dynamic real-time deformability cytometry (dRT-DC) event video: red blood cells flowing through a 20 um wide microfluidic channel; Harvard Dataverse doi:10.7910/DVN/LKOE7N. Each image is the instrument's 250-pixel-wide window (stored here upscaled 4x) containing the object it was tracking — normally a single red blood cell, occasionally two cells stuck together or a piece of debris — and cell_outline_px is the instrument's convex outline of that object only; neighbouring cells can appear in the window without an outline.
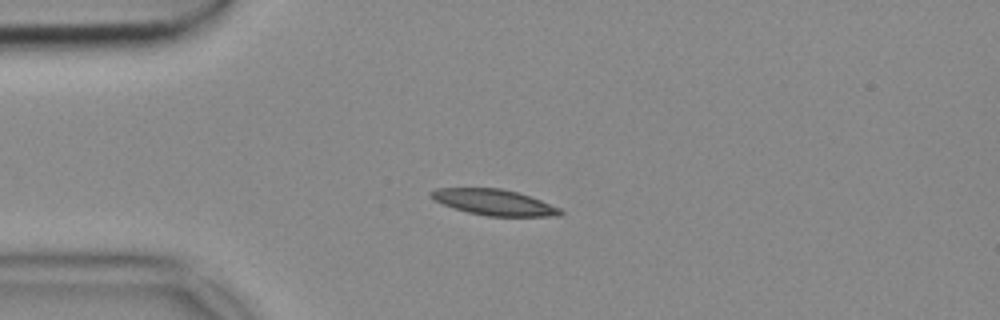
{"species": "common noctule bat (a hibernating species)", "species_latin": "Nyctalus noctula", "temperature_condition": "cold", "stored_images_in_passage": 42, "camera_frame_rate_fps": 3000, "um_per_image_px": 0.085, "animal": {"sex": "female", "body_mass_g": 18.4}, "frame": {"image": 1, "passage_image": 1, "time_ms": 0.0, "image_size_px": [1000, 320], "cell_outline_px": [[564, 212], [560, 216], [488, 216], [468, 212], [444, 204], [428, 196], [428, 192], [436, 188], [500, 188], [516, 192], [540, 200], [560, 208]], "centroid_in_image_um": [41.99, 17.19], "position_along_channel_um": 43.0, "area_um2": 19.25}}
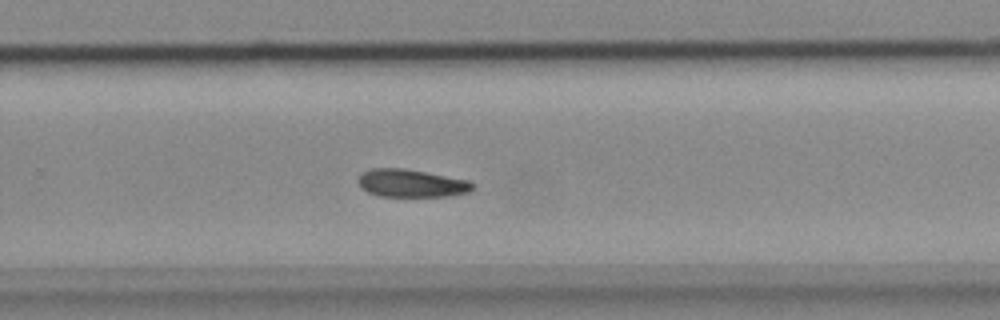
{"frame": {"image": 2, "passage_image": 23, "time_ms": 7.333, "image_size_px": [1000, 320], "cell_outline_px": [[476, 188], [468, 192], [452, 196], [380, 196], [368, 192], [356, 180], [360, 172], [372, 168], [404, 168], [468, 180], [476, 184]], "centroid_in_image_um": [34.98, 15.57], "position_along_channel_um": 294.8, "area_um2": 18.67}}
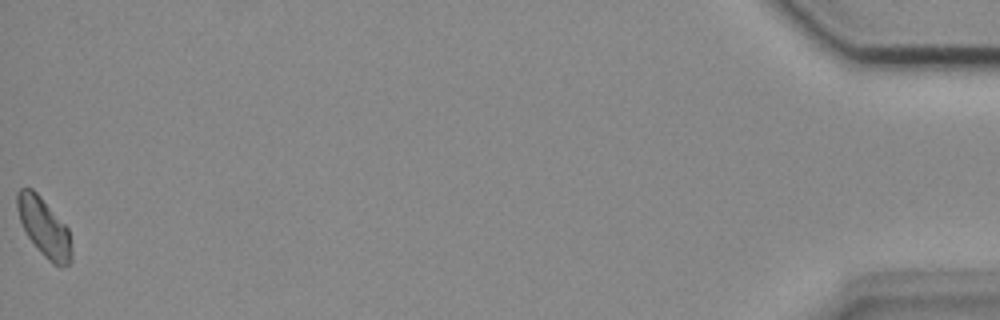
{"frame": {"image": 3, "passage_image": 42, "time_ms": 13.667, "image_size_px": [1000, 320], "cell_outline_px": [[72, 260], [68, 264], [52, 264], [36, 248], [28, 236], [20, 220], [16, 208], [16, 192], [20, 188], [32, 188], [40, 196], [68, 228], [72, 252]], "centroid_in_image_um": [3.72, 19.3], "position_along_channel_um": 431.5, "area_um2": 18.32}}